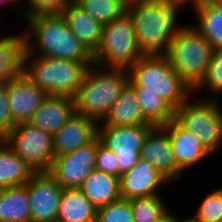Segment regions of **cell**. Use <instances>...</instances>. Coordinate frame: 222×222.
Listing matches in <instances>:
<instances>
[{"label":"cell","instance_id":"6da1fadb","mask_svg":"<svg viewBox=\"0 0 222 222\" xmlns=\"http://www.w3.org/2000/svg\"><path fill=\"white\" fill-rule=\"evenodd\" d=\"M181 9L170 0H138L127 7L143 55L167 53L172 38L183 24L178 21Z\"/></svg>","mask_w":222,"mask_h":222},{"label":"cell","instance_id":"7a4b0ae2","mask_svg":"<svg viewBox=\"0 0 222 222\" xmlns=\"http://www.w3.org/2000/svg\"><path fill=\"white\" fill-rule=\"evenodd\" d=\"M25 22L28 55L94 62L93 54L72 33L61 14L36 15Z\"/></svg>","mask_w":222,"mask_h":222},{"label":"cell","instance_id":"3957f363","mask_svg":"<svg viewBox=\"0 0 222 222\" xmlns=\"http://www.w3.org/2000/svg\"><path fill=\"white\" fill-rule=\"evenodd\" d=\"M127 71L135 92H151L174 109L194 93L165 55H143Z\"/></svg>","mask_w":222,"mask_h":222},{"label":"cell","instance_id":"277c9868","mask_svg":"<svg viewBox=\"0 0 222 222\" xmlns=\"http://www.w3.org/2000/svg\"><path fill=\"white\" fill-rule=\"evenodd\" d=\"M128 81L126 69L90 66L73 97L76 113L101 122Z\"/></svg>","mask_w":222,"mask_h":222},{"label":"cell","instance_id":"5b68a950","mask_svg":"<svg viewBox=\"0 0 222 222\" xmlns=\"http://www.w3.org/2000/svg\"><path fill=\"white\" fill-rule=\"evenodd\" d=\"M213 53L214 49L210 43L193 24H181L165 56L194 91L204 80Z\"/></svg>","mask_w":222,"mask_h":222},{"label":"cell","instance_id":"8992f818","mask_svg":"<svg viewBox=\"0 0 222 222\" xmlns=\"http://www.w3.org/2000/svg\"><path fill=\"white\" fill-rule=\"evenodd\" d=\"M94 62L26 55V76L48 95L74 97Z\"/></svg>","mask_w":222,"mask_h":222},{"label":"cell","instance_id":"52a82bcc","mask_svg":"<svg viewBox=\"0 0 222 222\" xmlns=\"http://www.w3.org/2000/svg\"><path fill=\"white\" fill-rule=\"evenodd\" d=\"M193 93L175 109L174 120L192 132L211 154L222 148V103L219 99L195 98Z\"/></svg>","mask_w":222,"mask_h":222},{"label":"cell","instance_id":"ba28073f","mask_svg":"<svg viewBox=\"0 0 222 222\" xmlns=\"http://www.w3.org/2000/svg\"><path fill=\"white\" fill-rule=\"evenodd\" d=\"M142 56L134 23L127 12L103 26L100 46L93 54L95 65L128 70Z\"/></svg>","mask_w":222,"mask_h":222},{"label":"cell","instance_id":"9c48e42d","mask_svg":"<svg viewBox=\"0 0 222 222\" xmlns=\"http://www.w3.org/2000/svg\"><path fill=\"white\" fill-rule=\"evenodd\" d=\"M3 141L34 172H49L53 160V135L29 122L19 123Z\"/></svg>","mask_w":222,"mask_h":222},{"label":"cell","instance_id":"30bf717a","mask_svg":"<svg viewBox=\"0 0 222 222\" xmlns=\"http://www.w3.org/2000/svg\"><path fill=\"white\" fill-rule=\"evenodd\" d=\"M153 127L152 124L98 125V137L101 143L116 154L119 177L122 173L130 170L140 159L139 153L143 141Z\"/></svg>","mask_w":222,"mask_h":222},{"label":"cell","instance_id":"8fae6325","mask_svg":"<svg viewBox=\"0 0 222 222\" xmlns=\"http://www.w3.org/2000/svg\"><path fill=\"white\" fill-rule=\"evenodd\" d=\"M100 142L97 135L80 148L55 157L49 173L64 189L79 188L96 169V151Z\"/></svg>","mask_w":222,"mask_h":222},{"label":"cell","instance_id":"7c38bea8","mask_svg":"<svg viewBox=\"0 0 222 222\" xmlns=\"http://www.w3.org/2000/svg\"><path fill=\"white\" fill-rule=\"evenodd\" d=\"M31 222L57 220L63 187L49 172H35L27 182Z\"/></svg>","mask_w":222,"mask_h":222},{"label":"cell","instance_id":"4fadbf2b","mask_svg":"<svg viewBox=\"0 0 222 222\" xmlns=\"http://www.w3.org/2000/svg\"><path fill=\"white\" fill-rule=\"evenodd\" d=\"M140 159L152 164L171 185L179 183L185 174L178 168L168 132L162 126H154L145 137Z\"/></svg>","mask_w":222,"mask_h":222},{"label":"cell","instance_id":"5bb4252c","mask_svg":"<svg viewBox=\"0 0 222 222\" xmlns=\"http://www.w3.org/2000/svg\"><path fill=\"white\" fill-rule=\"evenodd\" d=\"M169 184L171 185L152 164L139 159L130 170L121 174L120 194L121 198L129 200L157 195Z\"/></svg>","mask_w":222,"mask_h":222},{"label":"cell","instance_id":"9a60e30c","mask_svg":"<svg viewBox=\"0 0 222 222\" xmlns=\"http://www.w3.org/2000/svg\"><path fill=\"white\" fill-rule=\"evenodd\" d=\"M9 108L15 124L29 122L48 94L23 75L6 83Z\"/></svg>","mask_w":222,"mask_h":222},{"label":"cell","instance_id":"2e32d148","mask_svg":"<svg viewBox=\"0 0 222 222\" xmlns=\"http://www.w3.org/2000/svg\"><path fill=\"white\" fill-rule=\"evenodd\" d=\"M162 127L168 132L171 148L178 168L186 171L212 155L192 132L181 127L174 119ZM206 157V158H205Z\"/></svg>","mask_w":222,"mask_h":222},{"label":"cell","instance_id":"e0dca14e","mask_svg":"<svg viewBox=\"0 0 222 222\" xmlns=\"http://www.w3.org/2000/svg\"><path fill=\"white\" fill-rule=\"evenodd\" d=\"M98 135V122L75 113L53 134L54 158L72 152L91 142Z\"/></svg>","mask_w":222,"mask_h":222},{"label":"cell","instance_id":"ac0fdd59","mask_svg":"<svg viewBox=\"0 0 222 222\" xmlns=\"http://www.w3.org/2000/svg\"><path fill=\"white\" fill-rule=\"evenodd\" d=\"M25 32L0 36V84L26 75Z\"/></svg>","mask_w":222,"mask_h":222},{"label":"cell","instance_id":"d6986e66","mask_svg":"<svg viewBox=\"0 0 222 222\" xmlns=\"http://www.w3.org/2000/svg\"><path fill=\"white\" fill-rule=\"evenodd\" d=\"M76 113L74 98L48 95L29 123L53 135Z\"/></svg>","mask_w":222,"mask_h":222},{"label":"cell","instance_id":"ffe728a7","mask_svg":"<svg viewBox=\"0 0 222 222\" xmlns=\"http://www.w3.org/2000/svg\"><path fill=\"white\" fill-rule=\"evenodd\" d=\"M151 124L143 115L134 87L127 82L118 100L98 125L133 126Z\"/></svg>","mask_w":222,"mask_h":222},{"label":"cell","instance_id":"44dd1931","mask_svg":"<svg viewBox=\"0 0 222 222\" xmlns=\"http://www.w3.org/2000/svg\"><path fill=\"white\" fill-rule=\"evenodd\" d=\"M68 28L94 54L102 39L103 26L80 8L74 1L61 14Z\"/></svg>","mask_w":222,"mask_h":222},{"label":"cell","instance_id":"7402d4cb","mask_svg":"<svg viewBox=\"0 0 222 222\" xmlns=\"http://www.w3.org/2000/svg\"><path fill=\"white\" fill-rule=\"evenodd\" d=\"M96 207L106 206L121 198L120 177L95 169L78 188Z\"/></svg>","mask_w":222,"mask_h":222},{"label":"cell","instance_id":"603a6c76","mask_svg":"<svg viewBox=\"0 0 222 222\" xmlns=\"http://www.w3.org/2000/svg\"><path fill=\"white\" fill-rule=\"evenodd\" d=\"M0 222H31L27 183L0 189Z\"/></svg>","mask_w":222,"mask_h":222},{"label":"cell","instance_id":"cb8c5ba5","mask_svg":"<svg viewBox=\"0 0 222 222\" xmlns=\"http://www.w3.org/2000/svg\"><path fill=\"white\" fill-rule=\"evenodd\" d=\"M97 209L78 189H63L57 220L60 222H96Z\"/></svg>","mask_w":222,"mask_h":222},{"label":"cell","instance_id":"d4e9b609","mask_svg":"<svg viewBox=\"0 0 222 222\" xmlns=\"http://www.w3.org/2000/svg\"><path fill=\"white\" fill-rule=\"evenodd\" d=\"M34 171L0 139V189L26 184Z\"/></svg>","mask_w":222,"mask_h":222},{"label":"cell","instance_id":"484cf974","mask_svg":"<svg viewBox=\"0 0 222 222\" xmlns=\"http://www.w3.org/2000/svg\"><path fill=\"white\" fill-rule=\"evenodd\" d=\"M192 10L197 18V24L193 22V26L206 38L214 50H221L222 10L210 0L204 1Z\"/></svg>","mask_w":222,"mask_h":222},{"label":"cell","instance_id":"4316f807","mask_svg":"<svg viewBox=\"0 0 222 222\" xmlns=\"http://www.w3.org/2000/svg\"><path fill=\"white\" fill-rule=\"evenodd\" d=\"M144 117L154 126H162L174 119L175 109L163 98L151 92H136Z\"/></svg>","mask_w":222,"mask_h":222},{"label":"cell","instance_id":"83f0119b","mask_svg":"<svg viewBox=\"0 0 222 222\" xmlns=\"http://www.w3.org/2000/svg\"><path fill=\"white\" fill-rule=\"evenodd\" d=\"M102 26L121 17L127 7L119 0H73Z\"/></svg>","mask_w":222,"mask_h":222},{"label":"cell","instance_id":"f1b7e54d","mask_svg":"<svg viewBox=\"0 0 222 222\" xmlns=\"http://www.w3.org/2000/svg\"><path fill=\"white\" fill-rule=\"evenodd\" d=\"M163 198L157 194L130 199L134 222H155L162 217L170 209Z\"/></svg>","mask_w":222,"mask_h":222},{"label":"cell","instance_id":"f546056e","mask_svg":"<svg viewBox=\"0 0 222 222\" xmlns=\"http://www.w3.org/2000/svg\"><path fill=\"white\" fill-rule=\"evenodd\" d=\"M206 89L209 92L207 94L210 95H206L204 98L220 99V94L222 95V49L214 50L206 76L194 90V94L198 95L199 92Z\"/></svg>","mask_w":222,"mask_h":222},{"label":"cell","instance_id":"4dcf8cb0","mask_svg":"<svg viewBox=\"0 0 222 222\" xmlns=\"http://www.w3.org/2000/svg\"><path fill=\"white\" fill-rule=\"evenodd\" d=\"M205 195L191 217L197 222H222V186Z\"/></svg>","mask_w":222,"mask_h":222},{"label":"cell","instance_id":"1f68e13d","mask_svg":"<svg viewBox=\"0 0 222 222\" xmlns=\"http://www.w3.org/2000/svg\"><path fill=\"white\" fill-rule=\"evenodd\" d=\"M96 222H134L129 199L120 198L97 209Z\"/></svg>","mask_w":222,"mask_h":222},{"label":"cell","instance_id":"d6a6232c","mask_svg":"<svg viewBox=\"0 0 222 222\" xmlns=\"http://www.w3.org/2000/svg\"><path fill=\"white\" fill-rule=\"evenodd\" d=\"M26 18L36 15L62 14L73 0H23Z\"/></svg>","mask_w":222,"mask_h":222},{"label":"cell","instance_id":"836d02e7","mask_svg":"<svg viewBox=\"0 0 222 222\" xmlns=\"http://www.w3.org/2000/svg\"><path fill=\"white\" fill-rule=\"evenodd\" d=\"M96 169L119 177V165L116 154L101 142L96 151Z\"/></svg>","mask_w":222,"mask_h":222},{"label":"cell","instance_id":"e575fe53","mask_svg":"<svg viewBox=\"0 0 222 222\" xmlns=\"http://www.w3.org/2000/svg\"><path fill=\"white\" fill-rule=\"evenodd\" d=\"M16 124L12 120L9 108L6 83L0 84V139H3Z\"/></svg>","mask_w":222,"mask_h":222},{"label":"cell","instance_id":"d590c367","mask_svg":"<svg viewBox=\"0 0 222 222\" xmlns=\"http://www.w3.org/2000/svg\"><path fill=\"white\" fill-rule=\"evenodd\" d=\"M4 4L5 5L7 4L9 6L12 5L14 8L16 7L15 9H18L17 7H19L20 12H21L19 14H21V16H22V18H24V20L26 19V9H25V5H24V1H22V0H0V5H4Z\"/></svg>","mask_w":222,"mask_h":222},{"label":"cell","instance_id":"8d00e7d4","mask_svg":"<svg viewBox=\"0 0 222 222\" xmlns=\"http://www.w3.org/2000/svg\"><path fill=\"white\" fill-rule=\"evenodd\" d=\"M173 4L178 5L181 8H185L187 6L194 8L198 6L199 4L203 3L204 1L207 0H170ZM186 5V6H185Z\"/></svg>","mask_w":222,"mask_h":222},{"label":"cell","instance_id":"74e56055","mask_svg":"<svg viewBox=\"0 0 222 222\" xmlns=\"http://www.w3.org/2000/svg\"><path fill=\"white\" fill-rule=\"evenodd\" d=\"M180 218L177 214L171 213V210L169 209L162 217H160L155 222H177Z\"/></svg>","mask_w":222,"mask_h":222},{"label":"cell","instance_id":"f35d334b","mask_svg":"<svg viewBox=\"0 0 222 222\" xmlns=\"http://www.w3.org/2000/svg\"><path fill=\"white\" fill-rule=\"evenodd\" d=\"M190 215L191 214L187 213V217L186 218L181 219V217H180V219L177 222H197Z\"/></svg>","mask_w":222,"mask_h":222},{"label":"cell","instance_id":"ab89813d","mask_svg":"<svg viewBox=\"0 0 222 222\" xmlns=\"http://www.w3.org/2000/svg\"><path fill=\"white\" fill-rule=\"evenodd\" d=\"M122 4H124L126 7L132 6L134 3H136L138 0H119Z\"/></svg>","mask_w":222,"mask_h":222},{"label":"cell","instance_id":"60d3db41","mask_svg":"<svg viewBox=\"0 0 222 222\" xmlns=\"http://www.w3.org/2000/svg\"><path fill=\"white\" fill-rule=\"evenodd\" d=\"M216 7L222 10V0H210Z\"/></svg>","mask_w":222,"mask_h":222},{"label":"cell","instance_id":"b9f144b4","mask_svg":"<svg viewBox=\"0 0 222 222\" xmlns=\"http://www.w3.org/2000/svg\"><path fill=\"white\" fill-rule=\"evenodd\" d=\"M49 222H60L59 220L49 221Z\"/></svg>","mask_w":222,"mask_h":222}]
</instances>
